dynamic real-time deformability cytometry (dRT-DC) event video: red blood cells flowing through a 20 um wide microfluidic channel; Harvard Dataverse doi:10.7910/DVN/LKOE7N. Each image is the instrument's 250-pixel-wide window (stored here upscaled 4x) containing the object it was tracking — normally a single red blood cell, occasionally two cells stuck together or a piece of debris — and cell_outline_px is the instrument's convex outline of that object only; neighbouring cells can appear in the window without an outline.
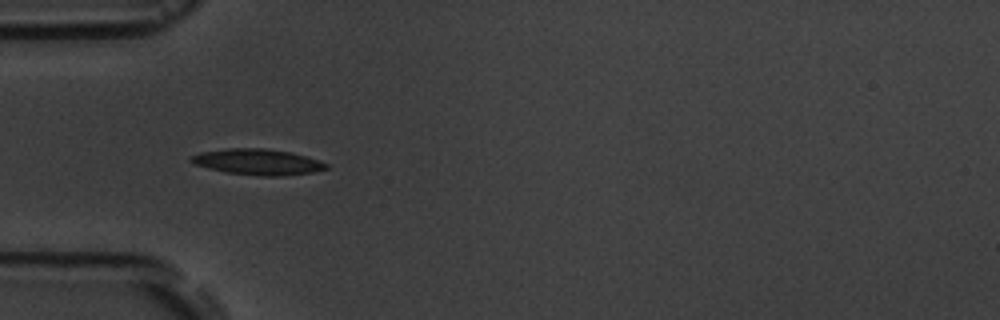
{"species": "common noctule bat (a hibernating species)", "species_latin": "Nyctalus noctula", "temperature_condition": "room temperature", "stored_images_in_passage": 1, "camera_frame_rate_fps": 3000, "um_per_image_px": 0.085, "animal": {"sex": "male", "body_mass_g": 19.5, "forearm_length_mm": 54.6}, "frame": {"image": 1, "passage_image": 1, "time_ms": 0.0, "image_size_px": [1000, 320], "cell_outline_px": [[328, 168], [312, 172], [280, 176], [260, 176], [224, 172], [208, 168], [196, 164], [188, 160], [188, 156], [200, 152], [228, 148], [264, 148], [292, 152], [308, 156], [320, 160], [328, 164]], "centroid_in_image_um": [21.89, 13.75], "position_along_channel_um": 63.1, "area_um2": 20.58}}